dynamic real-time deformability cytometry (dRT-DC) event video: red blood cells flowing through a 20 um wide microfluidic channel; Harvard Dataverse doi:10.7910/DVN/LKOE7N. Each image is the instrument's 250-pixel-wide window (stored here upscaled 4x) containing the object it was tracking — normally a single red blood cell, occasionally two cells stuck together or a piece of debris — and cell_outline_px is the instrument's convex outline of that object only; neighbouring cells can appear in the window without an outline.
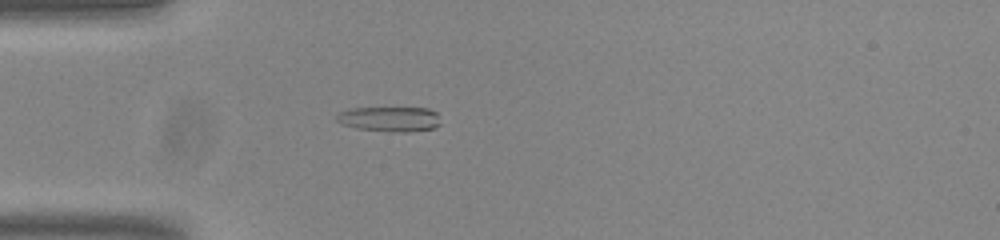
{"species": "common noctule bat (a hibernating species)", "species_latin": "Nyctalus noctula", "temperature_condition": "room temperature", "stored_images_in_passage": 40, "camera_frame_rate_fps": 3000, "um_per_image_px": 0.085, "animal": {"sex": "male", "body_mass_g": 20.0, "forearm_length_mm": 53.3}, "frame": {"image": 1, "passage_image": 2, "time_ms": 0.333, "image_size_px": [1000, 240], "cell_outline_px": [[440, 124], [432, 128], [408, 132], [392, 132], [356, 128], [340, 124], [336, 120], [336, 116], [340, 112], [352, 108], [428, 108], [436, 112]], "centroid_in_image_um": [33.1, 10.12], "position_along_channel_um": 51.9, "area_um2": 15.09}}
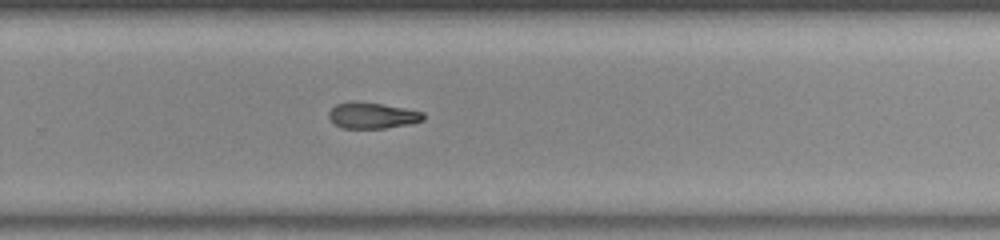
{"frame": {"image": 2, "passage_image": 22, "time_ms": 7.0, "image_size_px": [1000, 240], "cell_outline_px": [[424, 120], [408, 124], [384, 128], [340, 128], [328, 116], [328, 112], [336, 104], [352, 100], [380, 104], [404, 108], [424, 112]], "centroid_in_image_um": [31.62, 9.81], "position_along_channel_um": 298.2, "area_um2": 14.28}}
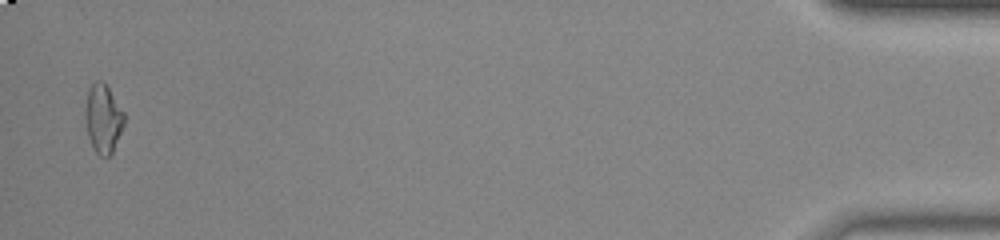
{"frame": {"image": 3, "passage_image": 39, "time_ms": 12.667, "image_size_px": [1000, 240], "cell_outline_px": [[124, 124], [112, 152], [108, 156], [100, 156], [96, 152], [88, 136], [84, 116], [84, 108], [88, 92], [92, 84], [96, 80], [104, 80], [124, 112]], "centroid_in_image_um": [8.75, 10.04], "position_along_channel_um": 426.4, "area_um2": 15.55}, "authors_computed_cell_mechanics": {"area_um2": 14.9413, "velocity_mm_per_s": 3.8547, "shape_relaxation_time_tau1_ms": null, "shape_relaxation_time_tau2_ms": 5.4224, "deformation_change_tau1": null, "deformation_change_tau2": 0.16}}